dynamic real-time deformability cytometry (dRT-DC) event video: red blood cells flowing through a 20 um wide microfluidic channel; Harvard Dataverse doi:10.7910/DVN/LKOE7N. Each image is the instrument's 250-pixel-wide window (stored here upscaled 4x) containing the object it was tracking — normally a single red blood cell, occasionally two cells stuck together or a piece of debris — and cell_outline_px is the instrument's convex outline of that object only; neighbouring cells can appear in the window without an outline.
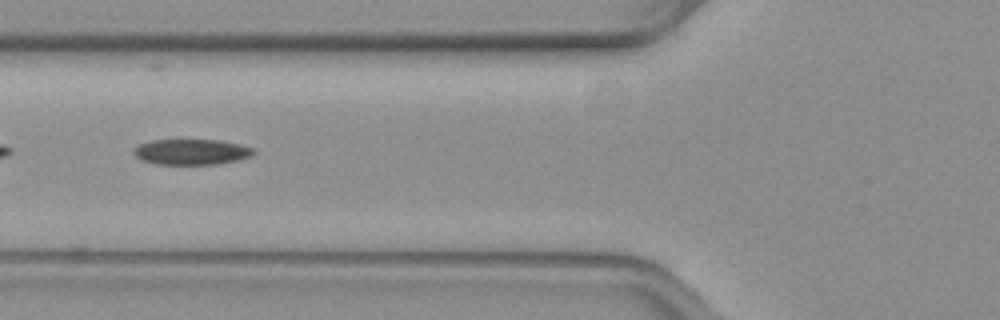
{"species": "common noctule bat (a hibernating species)", "species_latin": "Nyctalus noctula", "temperature_condition": "warm", "stored_images_in_passage": 42, "camera_frame_rate_fps": 3000, "um_per_image_px": 0.085, "animal": {"sex": "female", "body_mass_g": 19.3, "forearm_length_mm": 54.1}, "frame": {"image": 1, "passage_image": 13, "time_ms": 4.0, "image_size_px": [1000, 320], "cell_outline_px": [[256, 152], [252, 156], [236, 160], [216, 164], [156, 164], [140, 160], [132, 152], [140, 144], [152, 140], [220, 140], [240, 144], [256, 148]], "centroid_in_image_um": [16.31, 12.91], "position_along_channel_um": 109.5, "area_um2": 17.92}}
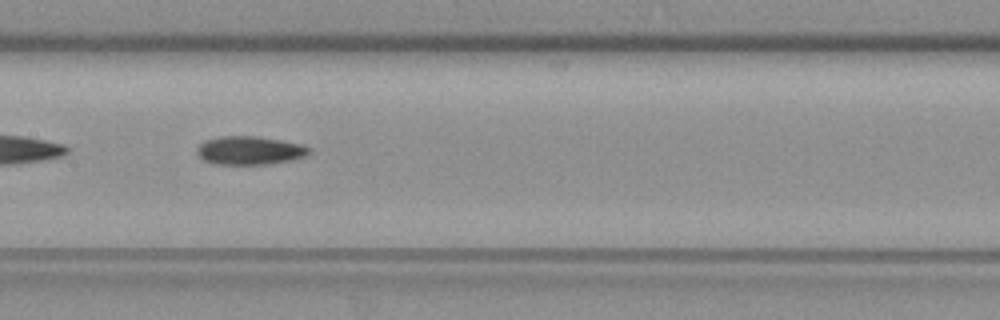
{"frame": {"image": 2, "passage_image": 19, "time_ms": 6.0, "image_size_px": [1000, 320], "cell_outline_px": [[312, 152], [304, 156], [292, 160], [268, 164], [212, 164], [204, 160], [196, 152], [196, 148], [200, 144], [208, 140], [220, 136], [256, 136], [280, 140], [300, 144], [312, 148]], "centroid_in_image_um": [21.24, 12.79], "position_along_channel_um": 186.2, "area_um2": 18.55}, "authors_computed_cell_mechanics": {"area_um2": 18.3804, "velocity_mm_per_s": 3.8139, "shape_relaxation_time_tau1_ms": null, "shape_relaxation_time_tau2_ms": 8.5181, "deformation_change_tau1": null, "deformation_change_tau2": 0.183}}